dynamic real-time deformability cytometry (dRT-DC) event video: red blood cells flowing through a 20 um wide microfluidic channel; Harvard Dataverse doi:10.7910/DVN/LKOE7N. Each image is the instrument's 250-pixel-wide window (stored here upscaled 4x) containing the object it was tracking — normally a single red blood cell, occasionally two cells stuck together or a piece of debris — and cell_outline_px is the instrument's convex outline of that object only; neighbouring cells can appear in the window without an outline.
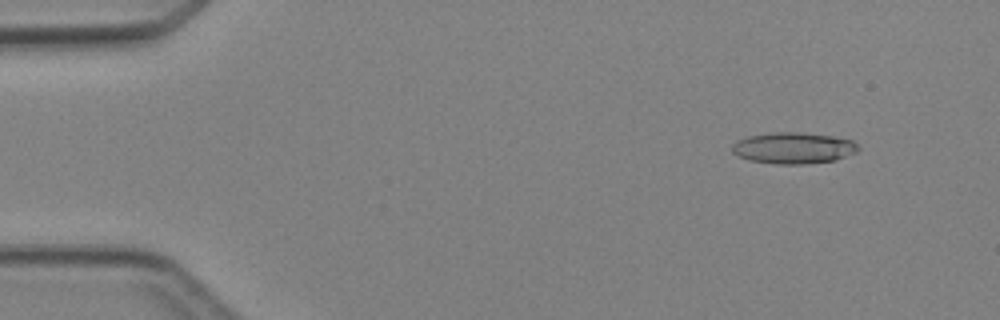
{"species": "Egyptian fruit bat (a non-hibernating species)", "species_latin": "Rousettus aegyptiacus", "temperature_condition": "cold", "stored_images_in_passage": 6, "camera_frame_rate_fps": 3000, "um_per_image_px": 0.085, "animal": {"sex": "female"}, "frame": {"image": 1, "passage_image": 2, "time_ms": 1.333, "image_size_px": [1000, 320], "cell_outline_px": [[860, 148], [856, 152], [836, 160], [804, 164], [776, 164], [748, 160], [732, 152], [732, 144], [736, 140], [748, 136], [772, 132], [800, 132], [832, 136], [852, 140]], "centroid_in_image_um": [67.42, 12.58], "position_along_channel_um": 17.6, "area_um2": 23.06}}
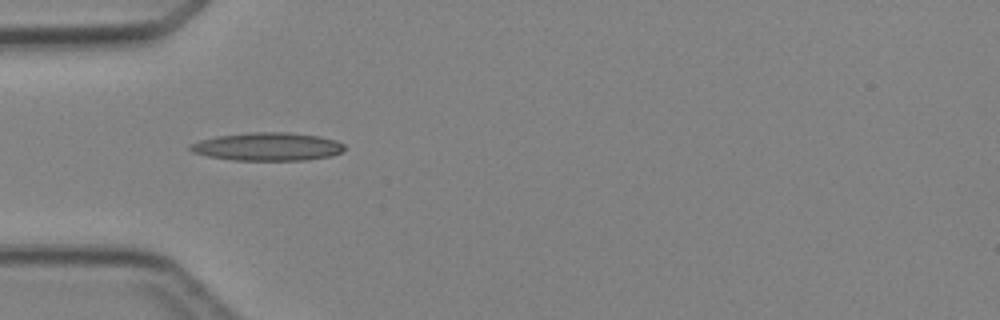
{"frame": {"image": 2, "passage_image": 5, "time_ms": 4.667, "image_size_px": [1000, 320], "cell_outline_px": [[344, 148], [340, 152], [332, 156], [308, 160], [232, 160], [208, 156], [192, 152], [188, 148], [188, 144], [200, 140], [216, 136], [252, 132], [288, 132], [320, 136], [336, 140], [344, 144]], "centroid_in_image_um": [22.73, 12.46], "position_along_channel_um": 62.3, "area_um2": 25.43}}
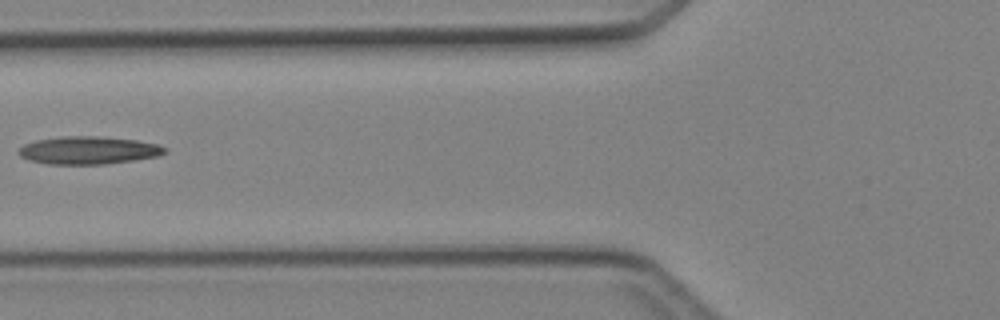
{"frame": {"image": 3, "passage_image": 6, "time_ms": 6.0, "image_size_px": [1000, 320], "cell_outline_px": [[168, 152], [160, 156], [104, 164], [48, 164], [28, 160], [20, 156], [16, 152], [24, 144], [36, 140], [64, 136], [96, 136], [136, 140], [156, 144], [168, 148]], "centroid_in_image_um": [7.52, 12.78], "position_along_channel_um": 118.3, "area_um2": 23.7}}